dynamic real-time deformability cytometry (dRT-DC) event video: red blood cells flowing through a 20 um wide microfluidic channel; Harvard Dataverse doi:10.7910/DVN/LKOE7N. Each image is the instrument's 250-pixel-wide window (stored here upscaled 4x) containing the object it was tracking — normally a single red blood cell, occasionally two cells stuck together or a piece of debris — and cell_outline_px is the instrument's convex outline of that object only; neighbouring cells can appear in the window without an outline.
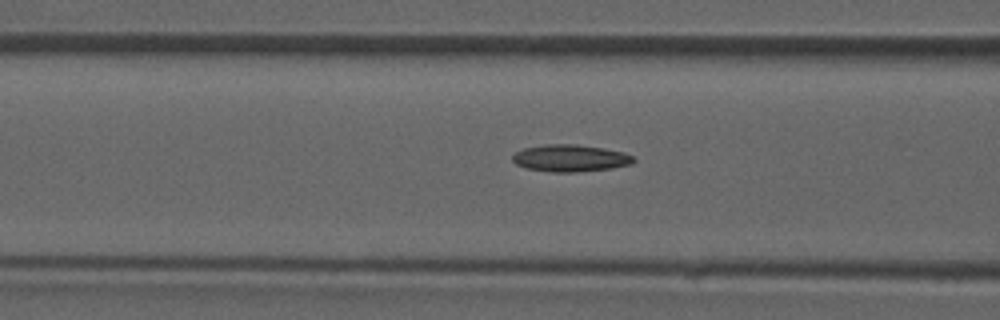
{"species": "common noctule bat (a hibernating species)", "species_latin": "Nyctalus noctula", "temperature_condition": "room temperature", "stored_images_in_passage": 26, "camera_frame_rate_fps": 3000, "um_per_image_px": 0.085, "animal": {"sex": "male", "forearm_length_mm": 52.5}, "frame": {"image": 1, "passage_image": 18, "time_ms": 5.667, "image_size_px": [1000, 320], "cell_outline_px": [[636, 160], [632, 164], [612, 168], [576, 172], [552, 172], [524, 168], [516, 164], [512, 160], [512, 156], [516, 152], [524, 148], [548, 144], [576, 144], [604, 148], [624, 152], [632, 156]], "centroid_in_image_um": [48.48, 13.44], "position_along_channel_um": 118.1, "area_um2": 19.13}}
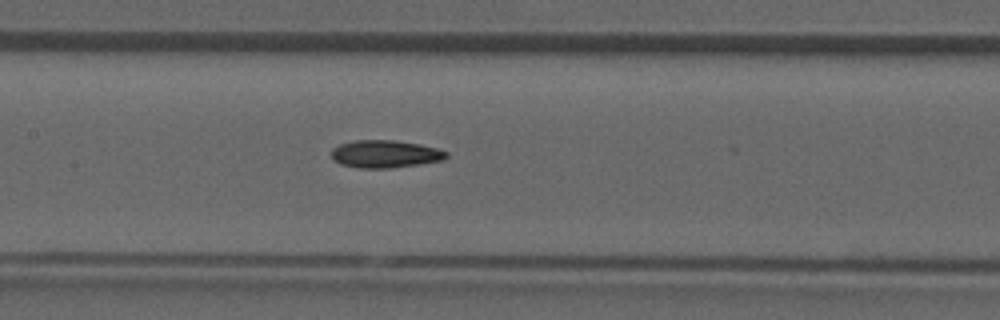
{"frame": {"image": 2, "passage_image": 22, "time_ms": 7.0, "image_size_px": [1000, 320], "cell_outline_px": [[448, 156], [444, 160], [420, 164], [388, 168], [356, 168], [340, 164], [332, 160], [332, 148], [340, 144], [356, 140], [396, 140], [420, 144], [436, 148], [448, 152]], "centroid_in_image_um": [32.73, 13.09], "position_along_channel_um": 174.7, "area_um2": 18.61}}